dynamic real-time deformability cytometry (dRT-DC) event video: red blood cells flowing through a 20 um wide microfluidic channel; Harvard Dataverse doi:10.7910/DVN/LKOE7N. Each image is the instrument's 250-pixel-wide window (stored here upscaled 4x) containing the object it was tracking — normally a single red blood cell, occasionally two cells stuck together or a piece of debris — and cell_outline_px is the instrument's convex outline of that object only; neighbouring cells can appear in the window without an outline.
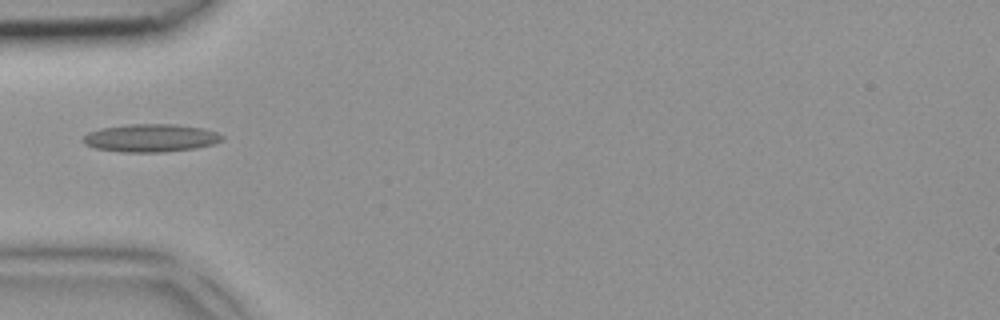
{"species": "common noctule bat (a hibernating species)", "species_latin": "Nyctalus noctula", "temperature_condition": "room temperature", "stored_images_in_passage": 2, "camera_frame_rate_fps": 3000, "um_per_image_px": 0.085, "animal": {"sex": "female", "body_mass_g": 18.4}, "frame": {"image": 1, "passage_image": 1, "time_ms": 0.0, "image_size_px": [1000, 320], "cell_outline_px": [[224, 140], [212, 144], [196, 148], [160, 152], [124, 152], [96, 148], [84, 144], [80, 140], [88, 132], [100, 128], [128, 124], [176, 124], [204, 128], [216, 132], [224, 136]], "centroid_in_image_um": [12.8, 11.72], "position_along_channel_um": 72.2, "area_um2": 22.72}}